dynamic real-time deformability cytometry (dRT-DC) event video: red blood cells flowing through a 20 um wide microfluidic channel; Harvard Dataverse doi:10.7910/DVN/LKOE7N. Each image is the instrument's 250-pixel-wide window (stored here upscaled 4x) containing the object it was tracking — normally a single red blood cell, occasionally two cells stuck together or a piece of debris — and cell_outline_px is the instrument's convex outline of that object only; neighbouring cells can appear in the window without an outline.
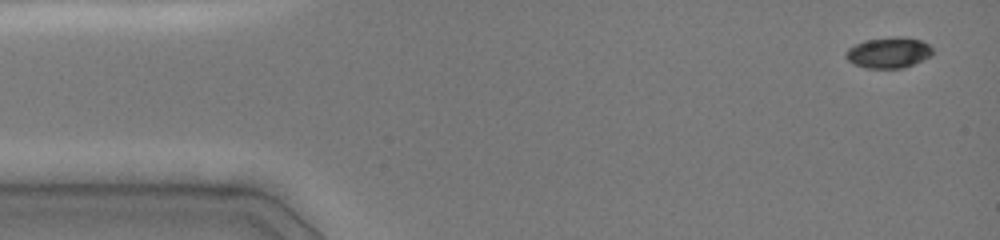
{"species": "common noctule bat (a hibernating species)", "species_latin": "Nyctalus noctula", "temperature_condition": "cold", "stored_images_in_passage": 31, "camera_frame_rate_fps": 3000, "um_per_image_px": 0.085, "animal": {"sex": "female", "body_mass_g": 19.0, "forearm_length_mm": 51.5}, "frame": {"image": 1, "passage_image": 1, "time_ms": 0.0, "image_size_px": [1000, 240], "cell_outline_px": [[932, 52], [928, 56], [904, 68], [864, 68], [852, 64], [844, 56], [844, 52], [848, 48], [864, 40], [896, 36], [904, 36], [920, 40], [928, 44], [932, 48]], "centroid_in_image_um": [75.46, 4.46], "position_along_channel_um": 9.5, "area_um2": 15.61}}
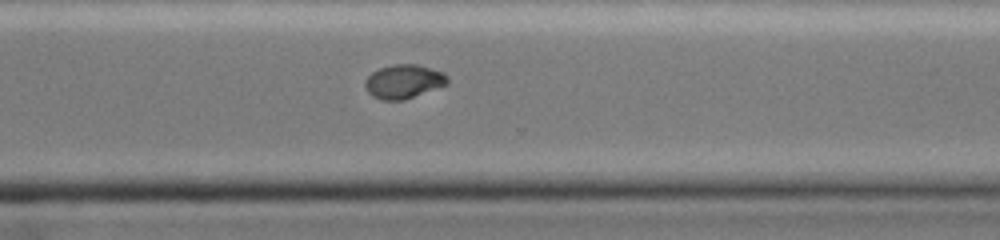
{"frame": {"image": 2, "passage_image": 23, "time_ms": 10.667, "image_size_px": [1000, 240], "cell_outline_px": [[448, 84], [404, 100], [380, 100], [372, 96], [368, 92], [364, 84], [368, 76], [372, 72], [380, 68], [396, 64], [416, 64], [444, 72], [448, 76]], "centroid_in_image_um": [34.32, 6.93], "position_along_channel_um": 336.3, "area_um2": 16.24}}
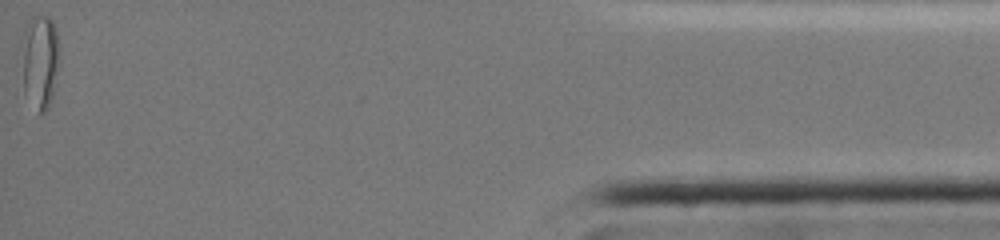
{"frame": {"image": 3, "passage_image": 31, "time_ms": 15.0, "image_size_px": [1000, 240], "cell_outline_px": [[56, 68], [52, 96], [48, 108], [44, 112], [40, 112], [24, 92], [24, 56], [32, 16], [36, 12], [40, 12], [48, 16], [52, 20], [56, 32]], "centroid_in_image_um": [3.43, 5.21], "position_along_channel_um": 431.8, "area_um2": 18.61}, "authors_computed_cell_mechanics": {"area_um2": 16.8776, "velocity_mm_per_s": 4.0767, "shape_relaxation_time_tau1_ms": 7.8913, "shape_relaxation_time_tau2_ms": 7.9562, "deformation_change_tau1": 0.1848, "deformation_change_tau2": 0.0581}}